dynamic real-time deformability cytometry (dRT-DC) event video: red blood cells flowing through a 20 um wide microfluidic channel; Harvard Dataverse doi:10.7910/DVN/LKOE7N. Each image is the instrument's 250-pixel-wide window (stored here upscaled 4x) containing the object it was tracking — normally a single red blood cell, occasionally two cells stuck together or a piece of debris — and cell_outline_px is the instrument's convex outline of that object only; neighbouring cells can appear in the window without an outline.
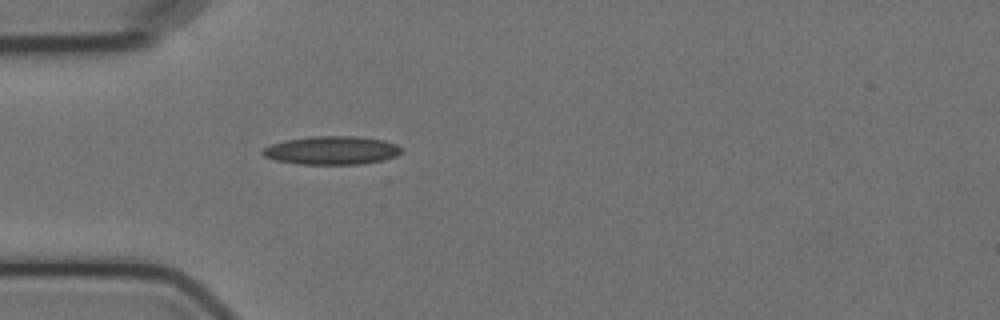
{"species": "Egyptian fruit bat (a non-hibernating species)", "species_latin": "Rousettus aegyptiacus", "temperature_condition": "cold", "stored_images_in_passage": 5, "camera_frame_rate_fps": 3000, "um_per_image_px": 0.085, "animal": {"sex": "female"}, "frame": {"image": 1, "passage_image": 5, "time_ms": 5.0, "image_size_px": [1000, 320], "cell_outline_px": [[400, 152], [396, 156], [384, 160], [360, 164], [296, 164], [276, 160], [264, 156], [260, 152], [264, 148], [272, 144], [284, 140], [308, 136], [356, 136], [384, 140], [396, 144], [400, 148]], "centroid_in_image_um": [28.17, 12.78], "position_along_channel_um": 56.8, "area_um2": 23.0}}